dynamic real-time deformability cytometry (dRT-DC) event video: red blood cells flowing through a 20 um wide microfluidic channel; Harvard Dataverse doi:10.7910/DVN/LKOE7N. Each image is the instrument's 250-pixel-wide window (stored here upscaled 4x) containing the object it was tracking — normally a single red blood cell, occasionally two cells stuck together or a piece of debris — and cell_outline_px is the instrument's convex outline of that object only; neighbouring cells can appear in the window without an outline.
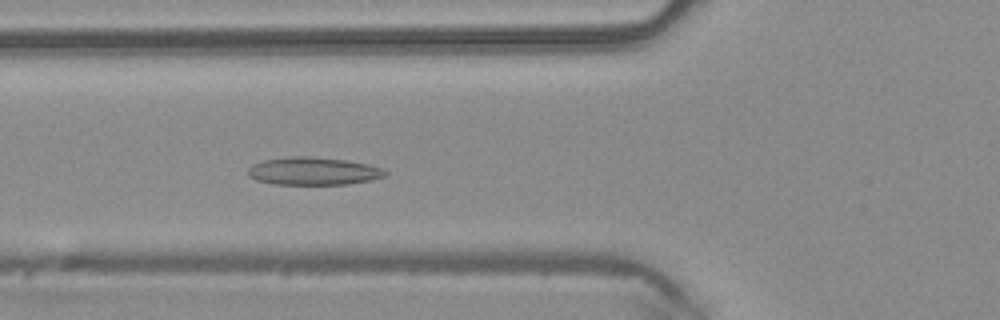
{"species": "common noctule bat (a hibernating species)", "species_latin": "Nyctalus noctula", "temperature_condition": "warm", "stored_images_in_passage": 48, "camera_frame_rate_fps": 3000, "um_per_image_px": 0.085, "animal": {"sex": "male", "body_mass_g": 20.4}, "frame": {"image": 1, "passage_image": 18, "time_ms": 5.667, "image_size_px": [1000, 320], "cell_outline_px": [[388, 172], [384, 176], [368, 180], [348, 184], [272, 184], [256, 180], [248, 176], [248, 168], [252, 164], [264, 160], [288, 156], [312, 156], [348, 160], [368, 164], [380, 168]], "centroid_in_image_um": [26.58, 14.53], "position_along_channel_um": 99.2, "area_um2": 22.25}}
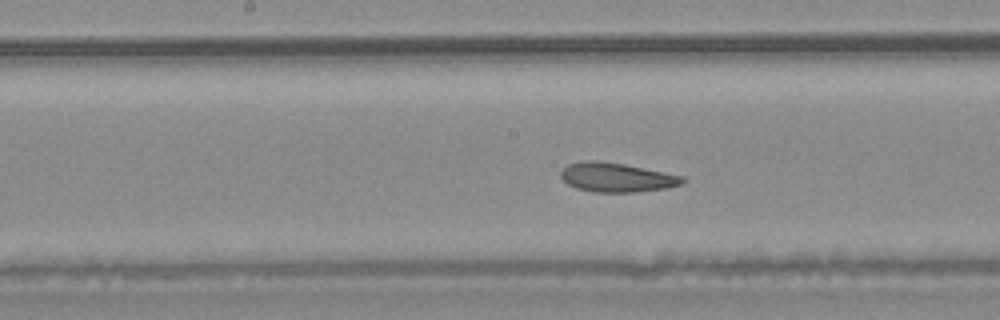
{"frame": {"image": 2, "passage_image": 25, "time_ms": 8.0, "image_size_px": [1000, 320], "cell_outline_px": [[688, 180], [680, 184], [668, 188], [632, 192], [592, 192], [576, 188], [568, 184], [560, 176], [560, 172], [568, 164], [584, 160], [596, 160], [624, 164], [684, 176]], "centroid_in_image_um": [52.41, 15.08], "position_along_channel_um": 195.8, "area_um2": 20.75}}
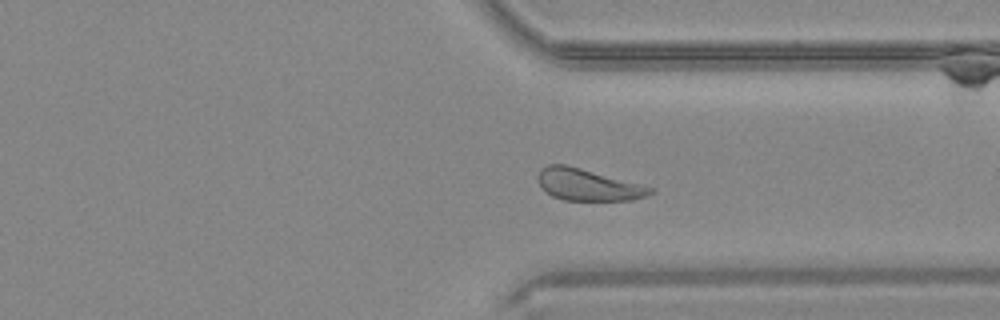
{"frame": {"image": 3, "passage_image": 37, "time_ms": 12.0, "image_size_px": [1000, 320], "cell_outline_px": [[656, 192], [648, 196], [632, 200], [564, 200], [552, 196], [544, 192], [540, 188], [536, 180], [536, 176], [540, 168], [548, 164], [568, 164], [656, 188]], "centroid_in_image_um": [49.95, 15.69], "position_along_channel_um": 361.4, "area_um2": 21.39}, "authors_computed_cell_mechanics": {"area_um2": 22.7443, "velocity_mm_per_s": 4.1277, "shape_relaxation_time_tau1_ms": null, "shape_relaxation_time_tau2_ms": 1.5273, "deformation_change_tau1": null, "deformation_change_tau2": 0.0844}}